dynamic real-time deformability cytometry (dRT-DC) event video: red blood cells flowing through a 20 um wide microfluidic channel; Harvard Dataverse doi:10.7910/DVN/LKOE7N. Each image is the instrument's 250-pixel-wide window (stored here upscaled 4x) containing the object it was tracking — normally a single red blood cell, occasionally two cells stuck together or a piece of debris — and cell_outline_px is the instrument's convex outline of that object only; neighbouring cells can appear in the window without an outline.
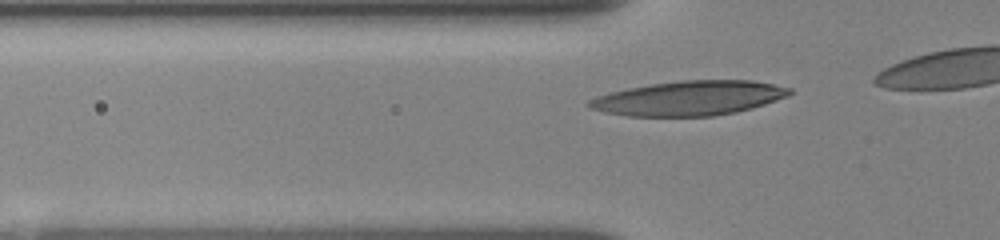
{"species": "human", "species_latin": "Homo sapiens", "temperature_condition": "room temperature", "stored_images_in_passage": 20, "camera_frame_rate_fps": 3000, "um_per_image_px": 0.085, "donor": {"sex": "female"}, "frame": {"image": 1, "passage_image": 8, "time_ms": 2.0, "image_size_px": [1000, 240], "cell_outline_px": [[792, 92], [788, 96], [752, 108], [736, 112], [712, 116], [628, 116], [604, 112], [588, 108], [584, 104], [588, 100], [596, 96], [628, 88], [652, 84], [680, 80], [752, 80], [792, 88]], "centroid_in_image_um": [58.55, 8.35], "position_along_channel_um": 67.3, "area_um2": 40.4}}
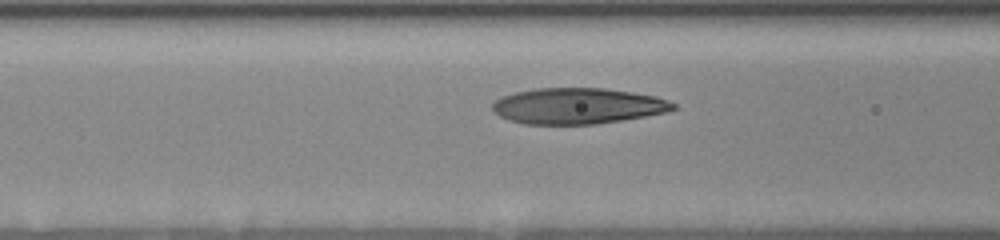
{"frame": {"image": 2, "passage_image": 13, "time_ms": 3.333, "image_size_px": [1000, 240], "cell_outline_px": [[676, 108], [664, 112], [624, 120], [596, 124], [524, 124], [508, 120], [492, 112], [492, 104], [496, 100], [504, 96], [516, 92], [536, 88], [604, 88], [632, 92], [656, 96], [668, 100], [676, 104]], "centroid_in_image_um": [49.09, 9.01], "position_along_channel_um": 117.5, "area_um2": 37.86}}
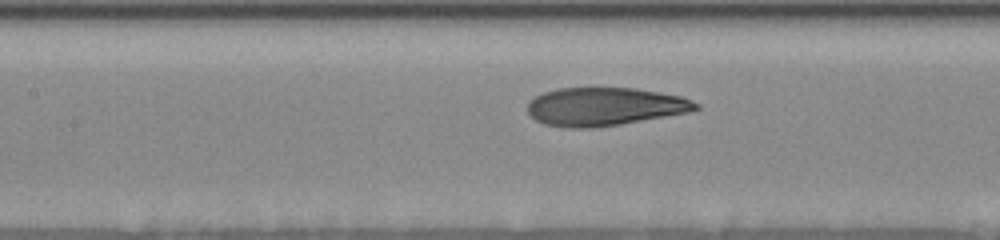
{"frame": {"image": 3, "passage_image": 17, "time_ms": 4.333, "image_size_px": [1000, 240], "cell_outline_px": [[700, 108], [688, 112], [620, 124], [596, 128], [568, 128], [544, 124], [536, 120], [528, 112], [528, 104], [536, 96], [544, 92], [556, 88], [636, 88], [680, 96], [692, 100], [700, 104]], "centroid_in_image_um": [51.39, 9.06], "position_along_channel_um": 156.0, "area_um2": 37.34}}